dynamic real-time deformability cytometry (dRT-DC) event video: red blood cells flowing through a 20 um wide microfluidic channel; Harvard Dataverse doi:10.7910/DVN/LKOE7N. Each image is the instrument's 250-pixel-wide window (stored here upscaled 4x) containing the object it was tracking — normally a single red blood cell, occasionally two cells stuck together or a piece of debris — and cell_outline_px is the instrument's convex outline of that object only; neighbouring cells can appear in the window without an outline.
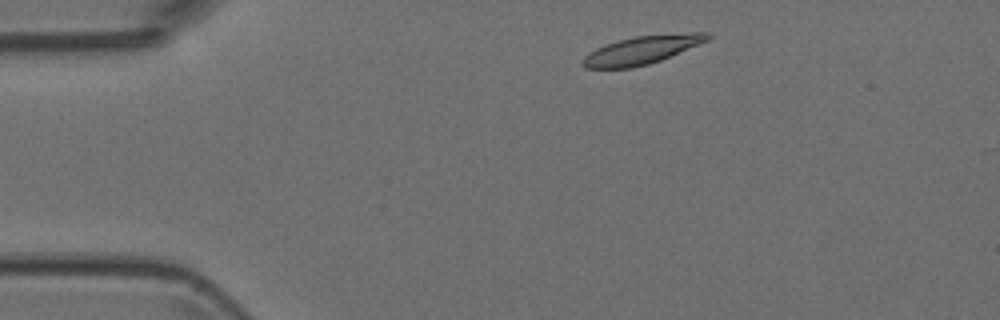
{"species": "Egyptian fruit bat (a non-hibernating species)", "species_latin": "Rousettus aegyptiacus", "temperature_condition": "room temperature", "stored_images_in_passage": 6, "camera_frame_rate_fps": 3000, "um_per_image_px": 0.085, "animal": {"sex": "female"}, "frame": {"image": 1, "passage_image": 1, "time_ms": 0.0, "image_size_px": [1000, 320], "cell_outline_px": [[712, 36], [708, 40], [660, 60], [648, 64], [632, 68], [584, 68], [580, 64], [580, 60], [588, 52], [596, 48], [620, 40], [636, 36], [692, 32], [708, 32]], "centroid_in_image_um": [54.52, 4.26], "position_along_channel_um": 30.5, "area_um2": 20.35}}
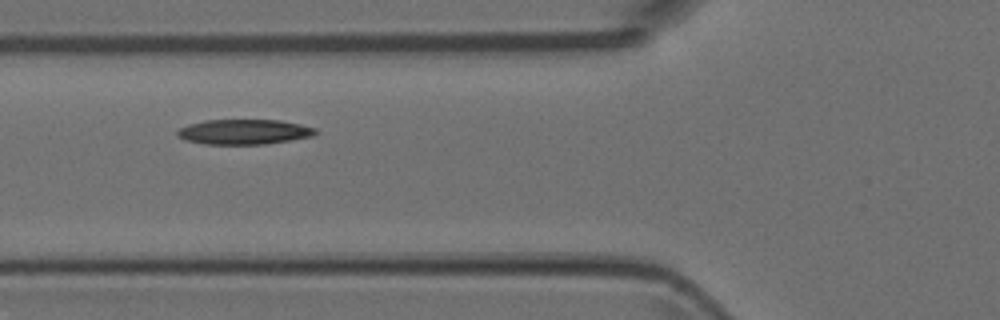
{"frame": {"image": 2, "passage_image": 4, "time_ms": 1.0, "image_size_px": [1000, 320], "cell_outline_px": [[320, 132], [312, 136], [264, 144], [204, 144], [184, 140], [176, 136], [176, 132], [180, 128], [188, 124], [204, 120], [280, 120], [300, 124], [316, 128]], "centroid_in_image_um": [20.72, 11.2], "position_along_channel_um": 105.1, "area_um2": 20.23}}
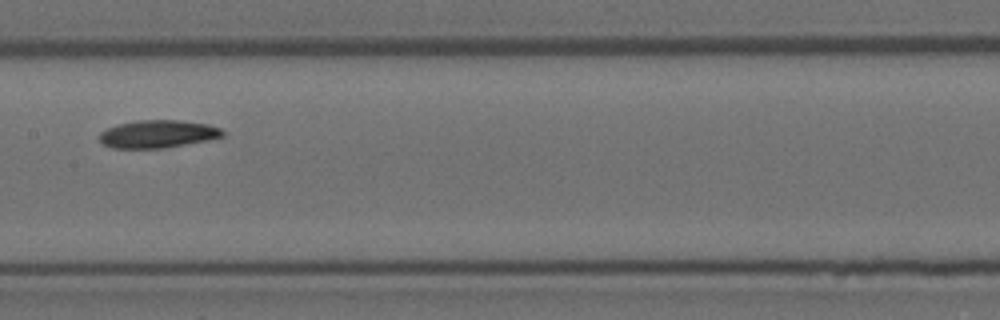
{"frame": {"image": 3, "passage_image": 6, "time_ms": 1.667, "image_size_px": [1000, 320], "cell_outline_px": [[224, 136], [208, 140], [164, 148], [112, 148], [104, 144], [100, 140], [100, 132], [116, 124], [136, 120], [180, 120], [204, 124], [220, 128], [224, 132]], "centroid_in_image_um": [13.39, 11.39], "position_along_channel_um": 194.0, "area_um2": 19.83}}